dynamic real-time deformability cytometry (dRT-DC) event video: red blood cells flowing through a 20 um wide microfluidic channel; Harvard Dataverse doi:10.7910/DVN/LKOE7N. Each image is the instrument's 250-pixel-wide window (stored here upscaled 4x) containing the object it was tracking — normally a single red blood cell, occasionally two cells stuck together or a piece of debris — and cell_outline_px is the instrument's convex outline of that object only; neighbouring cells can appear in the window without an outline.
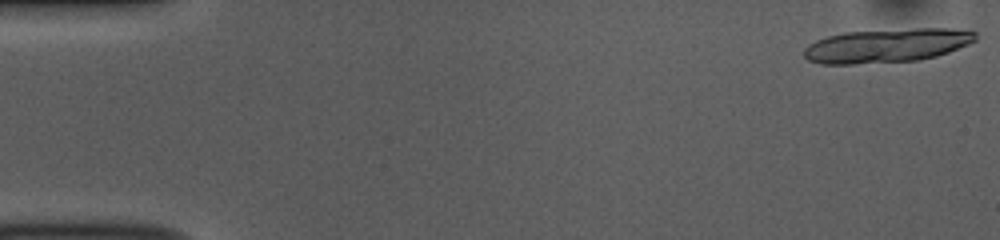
{"species": "common noctule bat (a hibernating species)", "species_latin": "Nyctalus noctula", "temperature_condition": "room temperature", "stored_images_in_passage": 18, "camera_frame_rate_fps": 3000, "um_per_image_px": 0.085, "animal": {"sex": "female", "body_mass_g": 10.0, "forearm_length_mm": 53.1}, "frame": {"image": 1, "passage_image": 1, "time_ms": 0.0, "image_size_px": [1000, 240], "cell_outline_px": [[976, 40], [968, 44], [948, 52], [936, 56], [920, 60], [852, 64], [820, 64], [808, 60], [804, 56], [804, 48], [808, 44], [816, 40], [828, 36], [844, 32], [916, 28], [952, 28], [976, 32]], "centroid_in_image_um": [75.36, 3.87], "position_along_channel_um": 9.6, "area_um2": 33.99}}